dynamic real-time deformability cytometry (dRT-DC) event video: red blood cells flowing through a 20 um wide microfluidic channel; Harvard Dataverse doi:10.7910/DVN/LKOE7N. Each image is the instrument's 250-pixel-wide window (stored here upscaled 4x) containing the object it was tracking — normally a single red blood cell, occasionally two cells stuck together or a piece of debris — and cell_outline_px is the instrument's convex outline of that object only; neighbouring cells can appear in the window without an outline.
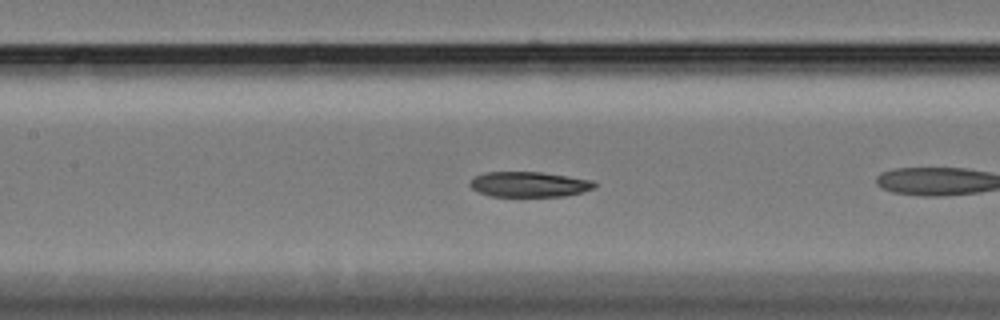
{"species": "Egyptian fruit bat (a non-hibernating species)", "species_latin": "Rousettus aegyptiacus", "temperature_condition": "cold", "stored_images_in_passage": 19, "camera_frame_rate_fps": 3000, "um_per_image_px": 0.085, "animal": {"sex": "female"}, "frame": {"image": 1, "passage_image": 10, "time_ms": 3.0, "image_size_px": [1000, 320], "cell_outline_px": [[596, 188], [564, 196], [488, 196], [472, 188], [468, 184], [476, 176], [484, 172], [540, 172], [596, 180]], "centroid_in_image_um": [45.01, 15.66], "position_along_channel_um": 162.4, "area_um2": 18.32}}
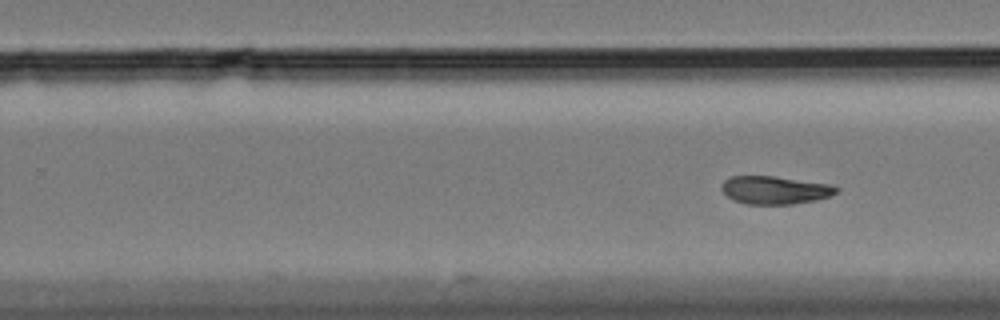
{"frame": {"image": 2, "passage_image": 19, "time_ms": 6.0, "image_size_px": [1000, 320], "cell_outline_px": [[840, 188], [832, 196], [816, 200], [792, 204], [744, 204], [732, 200], [720, 188], [720, 184], [728, 176], [772, 176], [832, 184]], "centroid_in_image_um": [65.85, 16.15], "position_along_channel_um": 263.9, "area_um2": 18.96}}